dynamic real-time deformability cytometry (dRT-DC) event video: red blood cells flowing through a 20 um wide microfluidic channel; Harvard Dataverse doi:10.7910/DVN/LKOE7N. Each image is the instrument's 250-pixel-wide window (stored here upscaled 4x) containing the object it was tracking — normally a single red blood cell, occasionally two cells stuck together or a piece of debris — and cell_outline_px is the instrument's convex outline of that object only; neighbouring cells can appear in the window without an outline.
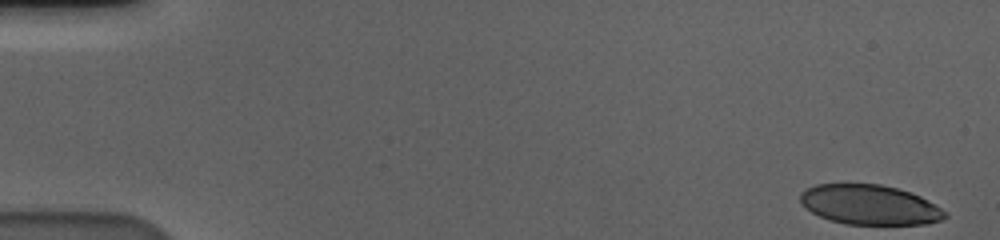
{"species": "human", "species_latin": "Homo sapiens", "temperature_condition": "cold", "stored_images_in_passage": 57, "camera_frame_rate_fps": 3000, "um_per_image_px": 0.085, "donor": {"sex": "male"}, "frame": {"image": 1, "passage_image": 1, "time_ms": 0.0, "image_size_px": [1000, 240], "cell_outline_px": [[948, 216], [940, 220], [928, 224], [844, 224], [828, 220], [804, 208], [800, 204], [800, 192], [816, 184], [880, 184], [912, 192], [920, 196], [948, 212]], "centroid_in_image_um": [73.91, 17.41], "position_along_channel_um": 11.1, "area_um2": 33.76}}
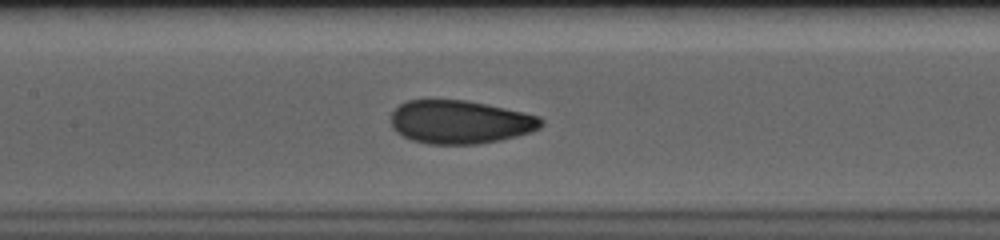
{"frame": {"image": 2, "passage_image": 27, "time_ms": 8.667, "image_size_px": [1000, 240], "cell_outline_px": [[544, 124], [540, 128], [532, 132], [500, 140], [476, 144], [428, 144], [412, 140], [396, 132], [392, 128], [392, 112], [400, 104], [408, 100], [464, 100], [524, 112], [540, 116], [544, 120]], "centroid_in_image_um": [39.13, 10.38], "position_along_channel_um": 168.3, "area_um2": 37.92}}
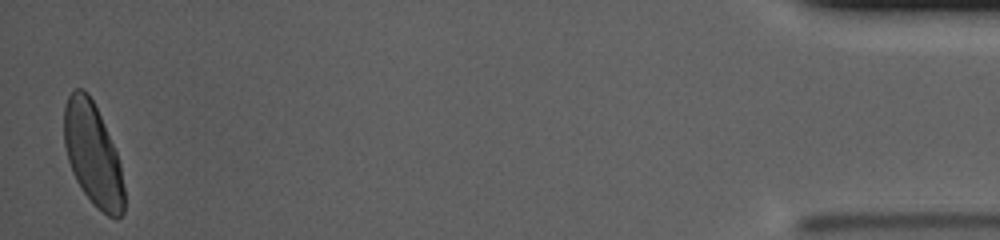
{"frame": {"image": 3, "passage_image": 56, "time_ms": 18.333, "image_size_px": [1000, 240], "cell_outline_px": [[124, 212], [116, 220], [108, 216], [84, 192], [76, 180], [72, 172], [68, 160], [64, 144], [64, 104], [68, 96], [76, 88], [80, 88], [88, 92], [100, 116], [116, 152], [120, 164], [124, 188]], "centroid_in_image_um": [7.88, 13.11], "position_along_channel_um": 427.3, "area_um2": 35.37}, "authors_computed_cell_mechanics": {"area_um2": 36.8186, "velocity_mm_per_s": 3.5782, "shape_relaxation_time_tau1_ms": 4.2338, "shape_relaxation_time_tau2_ms": 0.8506, "deformation_change_tau1": 0.147, "deformation_change_tau2": 0.0523}}